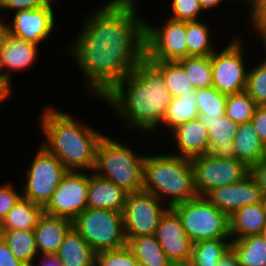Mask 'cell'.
Returning a JSON list of instances; mask_svg holds the SVG:
<instances>
[{"instance_id":"cell-1","label":"cell","mask_w":266,"mask_h":266,"mask_svg":"<svg viewBox=\"0 0 266 266\" xmlns=\"http://www.w3.org/2000/svg\"><path fill=\"white\" fill-rule=\"evenodd\" d=\"M135 0H110L90 14L67 52L101 99L145 58V22Z\"/></svg>"},{"instance_id":"cell-2","label":"cell","mask_w":266,"mask_h":266,"mask_svg":"<svg viewBox=\"0 0 266 266\" xmlns=\"http://www.w3.org/2000/svg\"><path fill=\"white\" fill-rule=\"evenodd\" d=\"M101 99L108 102L127 124L149 133L161 126L171 95L162 73L144 58Z\"/></svg>"},{"instance_id":"cell-3","label":"cell","mask_w":266,"mask_h":266,"mask_svg":"<svg viewBox=\"0 0 266 266\" xmlns=\"http://www.w3.org/2000/svg\"><path fill=\"white\" fill-rule=\"evenodd\" d=\"M67 113L47 107L41 114L40 126L46 138L42 145L68 171H94L96 148L104 136L94 128L76 122ZM81 169V170H80Z\"/></svg>"},{"instance_id":"cell-4","label":"cell","mask_w":266,"mask_h":266,"mask_svg":"<svg viewBox=\"0 0 266 266\" xmlns=\"http://www.w3.org/2000/svg\"><path fill=\"white\" fill-rule=\"evenodd\" d=\"M143 190L155 195L168 207L198 196L194 186V172L190 159L174 154L146 156Z\"/></svg>"},{"instance_id":"cell-5","label":"cell","mask_w":266,"mask_h":266,"mask_svg":"<svg viewBox=\"0 0 266 266\" xmlns=\"http://www.w3.org/2000/svg\"><path fill=\"white\" fill-rule=\"evenodd\" d=\"M145 155H136L127 144L104 135L96 148L94 173L127 193L143 190Z\"/></svg>"},{"instance_id":"cell-6","label":"cell","mask_w":266,"mask_h":266,"mask_svg":"<svg viewBox=\"0 0 266 266\" xmlns=\"http://www.w3.org/2000/svg\"><path fill=\"white\" fill-rule=\"evenodd\" d=\"M73 228L96 253L127 246L123 212L87 207L73 220Z\"/></svg>"},{"instance_id":"cell-7","label":"cell","mask_w":266,"mask_h":266,"mask_svg":"<svg viewBox=\"0 0 266 266\" xmlns=\"http://www.w3.org/2000/svg\"><path fill=\"white\" fill-rule=\"evenodd\" d=\"M179 216L190 240L194 242L230 238L229 217L205 196H197L171 207Z\"/></svg>"},{"instance_id":"cell-8","label":"cell","mask_w":266,"mask_h":266,"mask_svg":"<svg viewBox=\"0 0 266 266\" xmlns=\"http://www.w3.org/2000/svg\"><path fill=\"white\" fill-rule=\"evenodd\" d=\"M31 162L22 197L45 207L68 170L42 144Z\"/></svg>"},{"instance_id":"cell-9","label":"cell","mask_w":266,"mask_h":266,"mask_svg":"<svg viewBox=\"0 0 266 266\" xmlns=\"http://www.w3.org/2000/svg\"><path fill=\"white\" fill-rule=\"evenodd\" d=\"M194 186L198 196H206L215 188L241 182L250 169L238 159H218L210 153L190 159Z\"/></svg>"},{"instance_id":"cell-10","label":"cell","mask_w":266,"mask_h":266,"mask_svg":"<svg viewBox=\"0 0 266 266\" xmlns=\"http://www.w3.org/2000/svg\"><path fill=\"white\" fill-rule=\"evenodd\" d=\"M242 42L233 39L222 51L211 55L212 86L227 95L245 91L247 74Z\"/></svg>"},{"instance_id":"cell-11","label":"cell","mask_w":266,"mask_h":266,"mask_svg":"<svg viewBox=\"0 0 266 266\" xmlns=\"http://www.w3.org/2000/svg\"><path fill=\"white\" fill-rule=\"evenodd\" d=\"M151 26L145 22V58L147 60L177 61L188 56L186 21L169 18L163 27Z\"/></svg>"},{"instance_id":"cell-12","label":"cell","mask_w":266,"mask_h":266,"mask_svg":"<svg viewBox=\"0 0 266 266\" xmlns=\"http://www.w3.org/2000/svg\"><path fill=\"white\" fill-rule=\"evenodd\" d=\"M161 202L144 190L128 193L123 210L126 237L154 235L162 215L169 208Z\"/></svg>"},{"instance_id":"cell-13","label":"cell","mask_w":266,"mask_h":266,"mask_svg":"<svg viewBox=\"0 0 266 266\" xmlns=\"http://www.w3.org/2000/svg\"><path fill=\"white\" fill-rule=\"evenodd\" d=\"M89 178L90 173L68 171L44 207V213L73 221L87 208Z\"/></svg>"},{"instance_id":"cell-14","label":"cell","mask_w":266,"mask_h":266,"mask_svg":"<svg viewBox=\"0 0 266 266\" xmlns=\"http://www.w3.org/2000/svg\"><path fill=\"white\" fill-rule=\"evenodd\" d=\"M154 235L174 266L188 265L193 242L172 208L169 207L162 215Z\"/></svg>"},{"instance_id":"cell-15","label":"cell","mask_w":266,"mask_h":266,"mask_svg":"<svg viewBox=\"0 0 266 266\" xmlns=\"http://www.w3.org/2000/svg\"><path fill=\"white\" fill-rule=\"evenodd\" d=\"M53 1L37 9L15 11L10 34L37 45L47 39L55 24Z\"/></svg>"},{"instance_id":"cell-16","label":"cell","mask_w":266,"mask_h":266,"mask_svg":"<svg viewBox=\"0 0 266 266\" xmlns=\"http://www.w3.org/2000/svg\"><path fill=\"white\" fill-rule=\"evenodd\" d=\"M263 196L256 180L249 174L241 182L215 188L205 197L229 217L243 206L262 203Z\"/></svg>"},{"instance_id":"cell-17","label":"cell","mask_w":266,"mask_h":266,"mask_svg":"<svg viewBox=\"0 0 266 266\" xmlns=\"http://www.w3.org/2000/svg\"><path fill=\"white\" fill-rule=\"evenodd\" d=\"M198 119L208 130L209 153L218 159H236L233 140L238 124L226 115L217 117L199 115Z\"/></svg>"},{"instance_id":"cell-18","label":"cell","mask_w":266,"mask_h":266,"mask_svg":"<svg viewBox=\"0 0 266 266\" xmlns=\"http://www.w3.org/2000/svg\"><path fill=\"white\" fill-rule=\"evenodd\" d=\"M37 47V44L25 41L12 34L7 36L5 45L0 53V65L4 76L10 83L12 77L10 72L26 70L36 62L35 59L38 57Z\"/></svg>"},{"instance_id":"cell-19","label":"cell","mask_w":266,"mask_h":266,"mask_svg":"<svg viewBox=\"0 0 266 266\" xmlns=\"http://www.w3.org/2000/svg\"><path fill=\"white\" fill-rule=\"evenodd\" d=\"M128 193L113 182L94 172L90 174L87 189V207L123 212Z\"/></svg>"},{"instance_id":"cell-20","label":"cell","mask_w":266,"mask_h":266,"mask_svg":"<svg viewBox=\"0 0 266 266\" xmlns=\"http://www.w3.org/2000/svg\"><path fill=\"white\" fill-rule=\"evenodd\" d=\"M72 228L73 221L71 219L44 213L33 229L38 252L56 254Z\"/></svg>"},{"instance_id":"cell-21","label":"cell","mask_w":266,"mask_h":266,"mask_svg":"<svg viewBox=\"0 0 266 266\" xmlns=\"http://www.w3.org/2000/svg\"><path fill=\"white\" fill-rule=\"evenodd\" d=\"M179 154L183 158L191 159L209 153L208 130L197 118L179 125L172 131Z\"/></svg>"},{"instance_id":"cell-22","label":"cell","mask_w":266,"mask_h":266,"mask_svg":"<svg viewBox=\"0 0 266 266\" xmlns=\"http://www.w3.org/2000/svg\"><path fill=\"white\" fill-rule=\"evenodd\" d=\"M236 159L249 169L266 157V145L250 122L239 124L233 140Z\"/></svg>"},{"instance_id":"cell-23","label":"cell","mask_w":266,"mask_h":266,"mask_svg":"<svg viewBox=\"0 0 266 266\" xmlns=\"http://www.w3.org/2000/svg\"><path fill=\"white\" fill-rule=\"evenodd\" d=\"M265 224L266 215L262 203L243 206L229 216L230 238L238 240L246 236L260 234Z\"/></svg>"},{"instance_id":"cell-24","label":"cell","mask_w":266,"mask_h":266,"mask_svg":"<svg viewBox=\"0 0 266 266\" xmlns=\"http://www.w3.org/2000/svg\"><path fill=\"white\" fill-rule=\"evenodd\" d=\"M63 266H95L96 252L85 239L72 228L57 253Z\"/></svg>"},{"instance_id":"cell-25","label":"cell","mask_w":266,"mask_h":266,"mask_svg":"<svg viewBox=\"0 0 266 266\" xmlns=\"http://www.w3.org/2000/svg\"><path fill=\"white\" fill-rule=\"evenodd\" d=\"M127 247L140 266H174L155 235L126 237Z\"/></svg>"},{"instance_id":"cell-26","label":"cell","mask_w":266,"mask_h":266,"mask_svg":"<svg viewBox=\"0 0 266 266\" xmlns=\"http://www.w3.org/2000/svg\"><path fill=\"white\" fill-rule=\"evenodd\" d=\"M43 214L44 207L21 197L0 223V230H33Z\"/></svg>"},{"instance_id":"cell-27","label":"cell","mask_w":266,"mask_h":266,"mask_svg":"<svg viewBox=\"0 0 266 266\" xmlns=\"http://www.w3.org/2000/svg\"><path fill=\"white\" fill-rule=\"evenodd\" d=\"M198 116L196 89H192L181 93L178 97H171L162 123L172 131L185 122L197 119Z\"/></svg>"},{"instance_id":"cell-28","label":"cell","mask_w":266,"mask_h":266,"mask_svg":"<svg viewBox=\"0 0 266 266\" xmlns=\"http://www.w3.org/2000/svg\"><path fill=\"white\" fill-rule=\"evenodd\" d=\"M0 237L18 260L26 266L34 265L35 257L40 254L33 230H0Z\"/></svg>"},{"instance_id":"cell-29","label":"cell","mask_w":266,"mask_h":266,"mask_svg":"<svg viewBox=\"0 0 266 266\" xmlns=\"http://www.w3.org/2000/svg\"><path fill=\"white\" fill-rule=\"evenodd\" d=\"M240 266H266V240L260 235H250L231 240Z\"/></svg>"},{"instance_id":"cell-30","label":"cell","mask_w":266,"mask_h":266,"mask_svg":"<svg viewBox=\"0 0 266 266\" xmlns=\"http://www.w3.org/2000/svg\"><path fill=\"white\" fill-rule=\"evenodd\" d=\"M231 238H217L193 243L187 266H214L231 247ZM229 240V241H227Z\"/></svg>"},{"instance_id":"cell-31","label":"cell","mask_w":266,"mask_h":266,"mask_svg":"<svg viewBox=\"0 0 266 266\" xmlns=\"http://www.w3.org/2000/svg\"><path fill=\"white\" fill-rule=\"evenodd\" d=\"M163 75L171 97L194 89L184 68L177 61H150Z\"/></svg>"},{"instance_id":"cell-32","label":"cell","mask_w":266,"mask_h":266,"mask_svg":"<svg viewBox=\"0 0 266 266\" xmlns=\"http://www.w3.org/2000/svg\"><path fill=\"white\" fill-rule=\"evenodd\" d=\"M188 74L194 89L212 86L211 56H187L177 60Z\"/></svg>"},{"instance_id":"cell-33","label":"cell","mask_w":266,"mask_h":266,"mask_svg":"<svg viewBox=\"0 0 266 266\" xmlns=\"http://www.w3.org/2000/svg\"><path fill=\"white\" fill-rule=\"evenodd\" d=\"M209 31L208 25L200 20L186 22L188 56H211L215 52Z\"/></svg>"},{"instance_id":"cell-34","label":"cell","mask_w":266,"mask_h":266,"mask_svg":"<svg viewBox=\"0 0 266 266\" xmlns=\"http://www.w3.org/2000/svg\"><path fill=\"white\" fill-rule=\"evenodd\" d=\"M228 95L219 92L213 86L196 89V105L199 115L217 117L225 115Z\"/></svg>"},{"instance_id":"cell-35","label":"cell","mask_w":266,"mask_h":266,"mask_svg":"<svg viewBox=\"0 0 266 266\" xmlns=\"http://www.w3.org/2000/svg\"><path fill=\"white\" fill-rule=\"evenodd\" d=\"M257 107L246 91L234 93L228 95L225 115L239 125L250 122Z\"/></svg>"},{"instance_id":"cell-36","label":"cell","mask_w":266,"mask_h":266,"mask_svg":"<svg viewBox=\"0 0 266 266\" xmlns=\"http://www.w3.org/2000/svg\"><path fill=\"white\" fill-rule=\"evenodd\" d=\"M245 91L258 106H266V59L248 69Z\"/></svg>"},{"instance_id":"cell-37","label":"cell","mask_w":266,"mask_h":266,"mask_svg":"<svg viewBox=\"0 0 266 266\" xmlns=\"http://www.w3.org/2000/svg\"><path fill=\"white\" fill-rule=\"evenodd\" d=\"M95 266H140V264L125 246L97 253Z\"/></svg>"},{"instance_id":"cell-38","label":"cell","mask_w":266,"mask_h":266,"mask_svg":"<svg viewBox=\"0 0 266 266\" xmlns=\"http://www.w3.org/2000/svg\"><path fill=\"white\" fill-rule=\"evenodd\" d=\"M172 16L177 21H199V13L203 10L200 0H172Z\"/></svg>"},{"instance_id":"cell-39","label":"cell","mask_w":266,"mask_h":266,"mask_svg":"<svg viewBox=\"0 0 266 266\" xmlns=\"http://www.w3.org/2000/svg\"><path fill=\"white\" fill-rule=\"evenodd\" d=\"M21 197L22 194L18 193L10 183L0 185V223Z\"/></svg>"},{"instance_id":"cell-40","label":"cell","mask_w":266,"mask_h":266,"mask_svg":"<svg viewBox=\"0 0 266 266\" xmlns=\"http://www.w3.org/2000/svg\"><path fill=\"white\" fill-rule=\"evenodd\" d=\"M50 0H0L2 10H33L45 6Z\"/></svg>"},{"instance_id":"cell-41","label":"cell","mask_w":266,"mask_h":266,"mask_svg":"<svg viewBox=\"0 0 266 266\" xmlns=\"http://www.w3.org/2000/svg\"><path fill=\"white\" fill-rule=\"evenodd\" d=\"M251 123L256 129L259 138L266 145V106H258L251 118Z\"/></svg>"},{"instance_id":"cell-42","label":"cell","mask_w":266,"mask_h":266,"mask_svg":"<svg viewBox=\"0 0 266 266\" xmlns=\"http://www.w3.org/2000/svg\"><path fill=\"white\" fill-rule=\"evenodd\" d=\"M250 174L266 196V157L250 168Z\"/></svg>"},{"instance_id":"cell-43","label":"cell","mask_w":266,"mask_h":266,"mask_svg":"<svg viewBox=\"0 0 266 266\" xmlns=\"http://www.w3.org/2000/svg\"><path fill=\"white\" fill-rule=\"evenodd\" d=\"M0 266H26L18 260L9 249L5 241L0 237Z\"/></svg>"},{"instance_id":"cell-44","label":"cell","mask_w":266,"mask_h":266,"mask_svg":"<svg viewBox=\"0 0 266 266\" xmlns=\"http://www.w3.org/2000/svg\"><path fill=\"white\" fill-rule=\"evenodd\" d=\"M251 22H266V0H256L252 12H250Z\"/></svg>"},{"instance_id":"cell-45","label":"cell","mask_w":266,"mask_h":266,"mask_svg":"<svg viewBox=\"0 0 266 266\" xmlns=\"http://www.w3.org/2000/svg\"><path fill=\"white\" fill-rule=\"evenodd\" d=\"M214 266H240L235 251L230 247Z\"/></svg>"},{"instance_id":"cell-46","label":"cell","mask_w":266,"mask_h":266,"mask_svg":"<svg viewBox=\"0 0 266 266\" xmlns=\"http://www.w3.org/2000/svg\"><path fill=\"white\" fill-rule=\"evenodd\" d=\"M43 257L42 263L38 266H63L57 254H43Z\"/></svg>"},{"instance_id":"cell-47","label":"cell","mask_w":266,"mask_h":266,"mask_svg":"<svg viewBox=\"0 0 266 266\" xmlns=\"http://www.w3.org/2000/svg\"><path fill=\"white\" fill-rule=\"evenodd\" d=\"M9 34V24L7 25L5 21L0 20V53L5 45V41Z\"/></svg>"},{"instance_id":"cell-48","label":"cell","mask_w":266,"mask_h":266,"mask_svg":"<svg viewBox=\"0 0 266 266\" xmlns=\"http://www.w3.org/2000/svg\"><path fill=\"white\" fill-rule=\"evenodd\" d=\"M252 26L255 31L259 32V35H261V38L263 39V45H265L266 50V22H251Z\"/></svg>"},{"instance_id":"cell-49","label":"cell","mask_w":266,"mask_h":266,"mask_svg":"<svg viewBox=\"0 0 266 266\" xmlns=\"http://www.w3.org/2000/svg\"><path fill=\"white\" fill-rule=\"evenodd\" d=\"M223 0H200L201 7L208 10L219 5Z\"/></svg>"},{"instance_id":"cell-50","label":"cell","mask_w":266,"mask_h":266,"mask_svg":"<svg viewBox=\"0 0 266 266\" xmlns=\"http://www.w3.org/2000/svg\"><path fill=\"white\" fill-rule=\"evenodd\" d=\"M0 86L3 88H6L10 93H12L11 83L4 76V74L1 70V65H0Z\"/></svg>"},{"instance_id":"cell-51","label":"cell","mask_w":266,"mask_h":266,"mask_svg":"<svg viewBox=\"0 0 266 266\" xmlns=\"http://www.w3.org/2000/svg\"><path fill=\"white\" fill-rule=\"evenodd\" d=\"M10 95V92L6 88L0 86V103L5 101V99H7Z\"/></svg>"},{"instance_id":"cell-52","label":"cell","mask_w":266,"mask_h":266,"mask_svg":"<svg viewBox=\"0 0 266 266\" xmlns=\"http://www.w3.org/2000/svg\"><path fill=\"white\" fill-rule=\"evenodd\" d=\"M241 1V0H240ZM245 0H243V2H244ZM246 2H247V4L249 3V6L251 7L250 9L251 10H249V11H251L252 12V10L254 9V7H255V4H256V0H246Z\"/></svg>"},{"instance_id":"cell-53","label":"cell","mask_w":266,"mask_h":266,"mask_svg":"<svg viewBox=\"0 0 266 266\" xmlns=\"http://www.w3.org/2000/svg\"><path fill=\"white\" fill-rule=\"evenodd\" d=\"M260 235L266 240V224L263 226Z\"/></svg>"},{"instance_id":"cell-54","label":"cell","mask_w":266,"mask_h":266,"mask_svg":"<svg viewBox=\"0 0 266 266\" xmlns=\"http://www.w3.org/2000/svg\"><path fill=\"white\" fill-rule=\"evenodd\" d=\"M262 205H263L265 215H266V196H263Z\"/></svg>"}]
</instances>
